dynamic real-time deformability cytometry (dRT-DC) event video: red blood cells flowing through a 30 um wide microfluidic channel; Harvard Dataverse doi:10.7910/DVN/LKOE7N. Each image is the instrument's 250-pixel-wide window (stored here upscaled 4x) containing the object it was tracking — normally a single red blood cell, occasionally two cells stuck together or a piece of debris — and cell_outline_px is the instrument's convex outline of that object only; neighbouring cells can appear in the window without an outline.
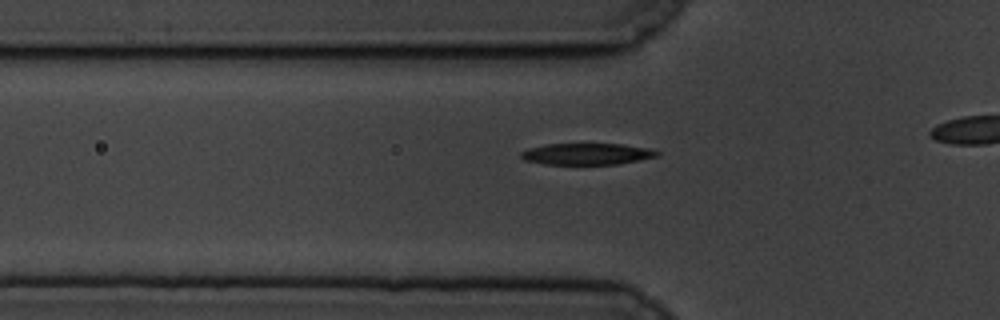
{"species": "common noctule bat (a hibernating species)", "species_latin": "Nyctalus noctula", "temperature_condition": "cold", "stored_images_in_passage": 25, "camera_frame_rate_fps": 3000, "um_per_image_px": 0.085, "animal": {"sex": "male", "body_mass_g": 19.5, "forearm_length_mm": 54.6}, "frame": {"image": 1, "passage_image": 15, "time_ms": 4.667, "image_size_px": [1000, 320], "cell_outline_px": [[660, 152], [656, 156], [616, 164], [544, 164], [524, 160], [520, 156], [520, 152], [528, 148], [548, 144], [620, 144], [648, 148]], "centroid_in_image_um": [49.82, 13.08], "position_along_channel_um": 76.0, "area_um2": 16.76}}
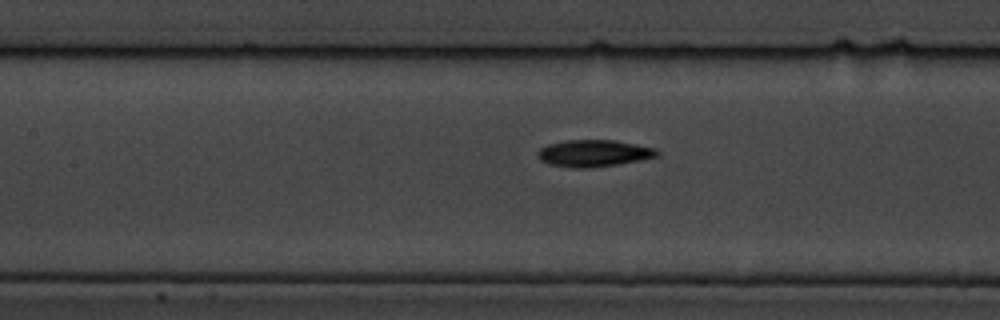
{"frame": {"image": 2, "passage_image": 22, "time_ms": 7.0, "image_size_px": [1000, 320], "cell_outline_px": [[660, 152], [656, 156], [640, 160], [616, 164], [588, 168], [572, 168], [548, 164], [540, 160], [536, 156], [536, 152], [540, 148], [548, 144], [564, 140], [612, 140], [636, 144], [656, 148]], "centroid_in_image_um": [50.41, 13.02], "position_along_channel_um": 157.0, "area_um2": 18.73}}